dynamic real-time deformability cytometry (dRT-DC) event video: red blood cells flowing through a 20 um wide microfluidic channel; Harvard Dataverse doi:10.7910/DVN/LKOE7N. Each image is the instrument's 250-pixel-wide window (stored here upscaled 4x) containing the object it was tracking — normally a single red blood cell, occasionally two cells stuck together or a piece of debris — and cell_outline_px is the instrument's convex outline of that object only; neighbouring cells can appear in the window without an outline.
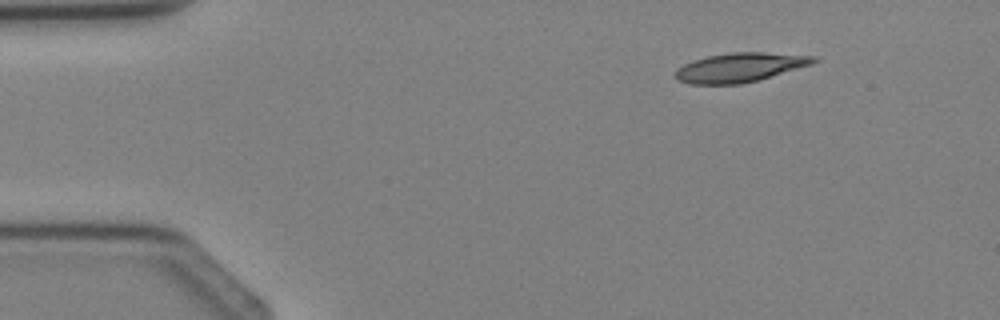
{"species": "Egyptian fruit bat (a non-hibernating species)", "species_latin": "Rousettus aegyptiacus", "temperature_condition": "cold", "stored_images_in_passage": 4, "segment_of_instrument_passage": [2, 2], "camera_frame_rate_fps": 3000, "um_per_image_px": 0.085, "animal": {"sex": "female"}, "frame": {"image": 1, "passage_image": 4, "time_ms": 3.667, "image_size_px": [1000, 320], "cell_outline_px": [[820, 60], [812, 64], [760, 80], [740, 84], [688, 84], [676, 80], [676, 68], [692, 60], [708, 56], [728, 52], [764, 52], [816, 56]], "centroid_in_image_um": [62.9, 5.73], "position_along_channel_um": 22.1, "area_um2": 23.76}}